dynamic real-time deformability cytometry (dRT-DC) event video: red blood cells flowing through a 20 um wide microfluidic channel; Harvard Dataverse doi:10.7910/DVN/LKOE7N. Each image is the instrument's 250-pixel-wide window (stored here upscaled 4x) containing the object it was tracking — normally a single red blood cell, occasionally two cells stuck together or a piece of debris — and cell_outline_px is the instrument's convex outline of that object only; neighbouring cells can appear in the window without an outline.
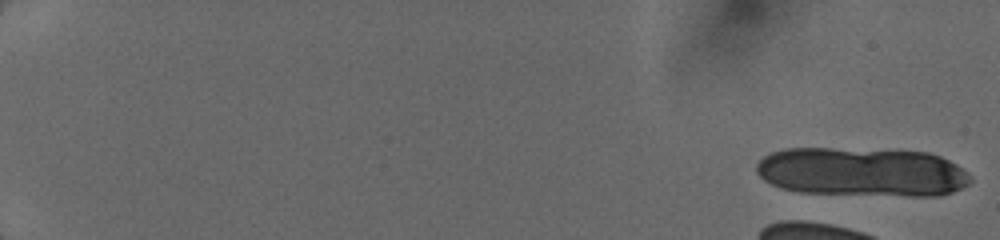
{"species": "human", "species_latin": "Homo sapiens", "temperature_condition": "cold", "stored_images_in_passage": 8, "camera_frame_rate_fps": 3000, "um_per_image_px": 0.085, "donor": {"sex": "female"}, "frame": {"image": 1, "passage_image": 1, "time_ms": 0.0, "image_size_px": [1000, 240], "cell_outline_px": [[972, 180], [968, 184], [952, 192], [940, 196], [908, 196], [800, 192], [780, 188], [764, 180], [756, 172], [756, 164], [764, 156], [772, 152], [788, 148], [832, 148], [928, 152], [940, 156], [956, 164], [968, 172], [972, 176]], "centroid_in_image_um": [73.28, 14.62], "position_along_channel_um": 11.7, "area_um2": 61.38}}